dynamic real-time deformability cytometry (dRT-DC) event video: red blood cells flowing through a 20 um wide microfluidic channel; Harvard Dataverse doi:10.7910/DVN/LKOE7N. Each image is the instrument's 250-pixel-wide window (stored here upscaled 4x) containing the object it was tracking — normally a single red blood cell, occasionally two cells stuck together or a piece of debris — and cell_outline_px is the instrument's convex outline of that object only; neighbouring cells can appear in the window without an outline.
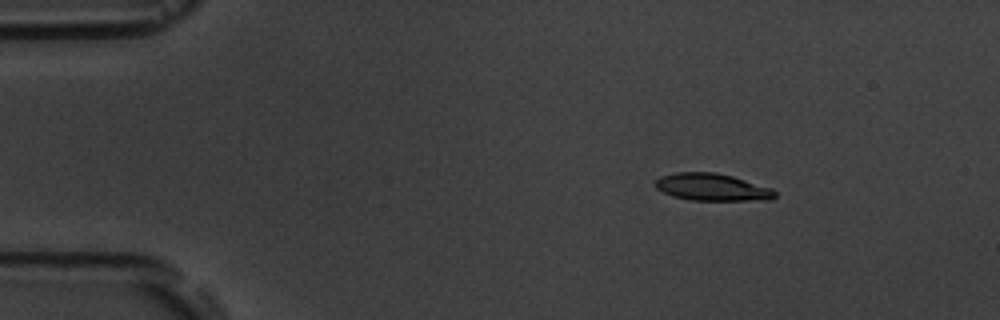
{"species": "common noctule bat (a hibernating species)", "species_latin": "Nyctalus noctula", "temperature_condition": "room temperature", "stored_images_in_passage": 5, "camera_frame_rate_fps": 3000, "um_per_image_px": 0.085, "animal": {"sex": "male", "body_mass_g": 19.5, "forearm_length_mm": 54.6}, "frame": {"image": 1, "passage_image": 2, "time_ms": 1.333, "image_size_px": [1000, 320], "cell_outline_px": [[776, 196], [772, 200], [692, 200], [672, 196], [656, 188], [656, 180], [660, 176], [676, 172], [716, 172], [732, 176], [772, 188], [776, 192]], "centroid_in_image_um": [60.55, 15.91], "position_along_channel_um": 24.5, "area_um2": 18.96}}